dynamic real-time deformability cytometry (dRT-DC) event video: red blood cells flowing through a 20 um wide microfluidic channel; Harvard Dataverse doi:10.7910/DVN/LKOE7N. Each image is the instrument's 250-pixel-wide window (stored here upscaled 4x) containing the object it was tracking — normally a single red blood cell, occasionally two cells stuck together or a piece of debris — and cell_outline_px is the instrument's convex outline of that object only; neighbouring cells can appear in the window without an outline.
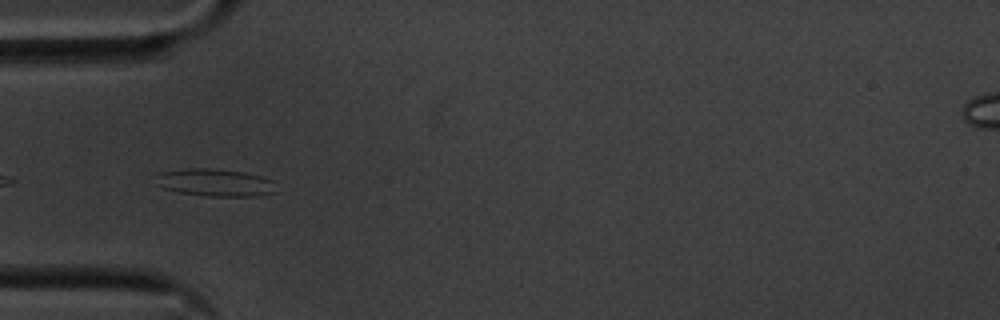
{"species": "common noctule bat (a hibernating species)", "species_latin": "Nyctalus noctula", "temperature_condition": "cold", "stored_images_in_passage": 33, "camera_frame_rate_fps": 3000, "um_per_image_px": 0.085, "animal": {"sex": "male", "body_mass_g": 20.1, "forearm_length_mm": 53.5}, "frame": {"image": 1, "passage_image": 2, "time_ms": 0.333, "image_size_px": [1000, 320], "cell_outline_px": [[276, 192], [256, 196], [208, 196], [180, 192], [164, 188], [156, 184], [156, 176], [160, 172], [188, 168], [216, 168], [244, 172], [260, 176], [272, 180]], "centroid_in_image_um": [18.28, 15.51], "position_along_channel_um": 66.7, "area_um2": 19.25}}
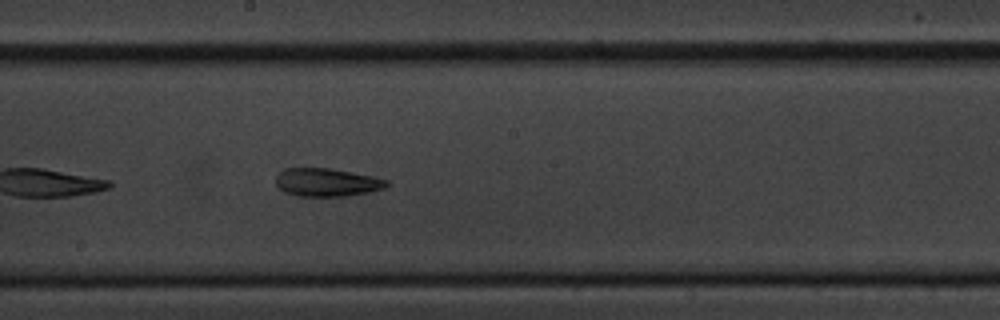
{"frame": {"image": 2, "passage_image": 15, "time_ms": 4.667, "image_size_px": [1000, 320], "cell_outline_px": [[388, 184], [384, 188], [368, 192], [344, 196], [296, 196], [284, 192], [276, 184], [276, 176], [284, 168], [332, 168], [372, 176], [388, 180]], "centroid_in_image_um": [27.76, 15.49], "position_along_channel_um": 220.4, "area_um2": 18.15}}
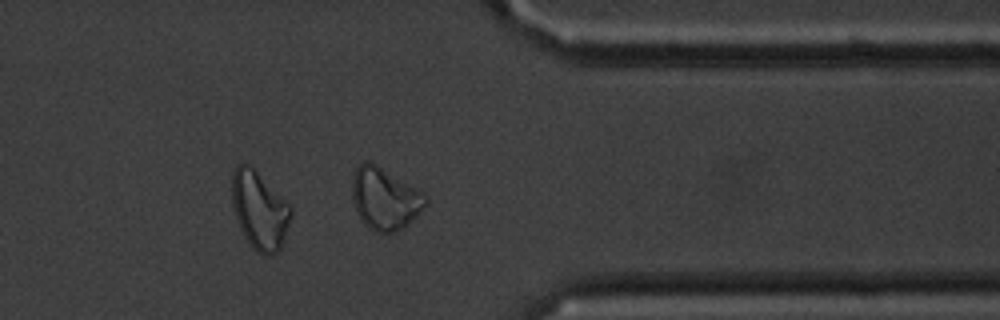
{"frame": {"image": 3, "passage_image": 29, "time_ms": 9.333, "image_size_px": [1000, 320], "cell_outline_px": [[292, 212], [280, 248], [272, 256], [264, 256], [256, 252], [248, 244], [240, 228], [232, 204], [232, 172], [236, 164], [248, 164], [288, 200], [292, 208]], "centroid_in_image_um": [22.05, 17.88], "position_along_channel_um": 389.3, "area_um2": 26.88}, "authors_computed_cell_mechanics": {"area_um2": 18.2648, "velocity_mm_per_s": 3.5464, "shape_relaxation_time_tau1_ms": null, "shape_relaxation_time_tau2_ms": 4.3482, "deformation_change_tau1": null, "deformation_change_tau2": 0.1177}}